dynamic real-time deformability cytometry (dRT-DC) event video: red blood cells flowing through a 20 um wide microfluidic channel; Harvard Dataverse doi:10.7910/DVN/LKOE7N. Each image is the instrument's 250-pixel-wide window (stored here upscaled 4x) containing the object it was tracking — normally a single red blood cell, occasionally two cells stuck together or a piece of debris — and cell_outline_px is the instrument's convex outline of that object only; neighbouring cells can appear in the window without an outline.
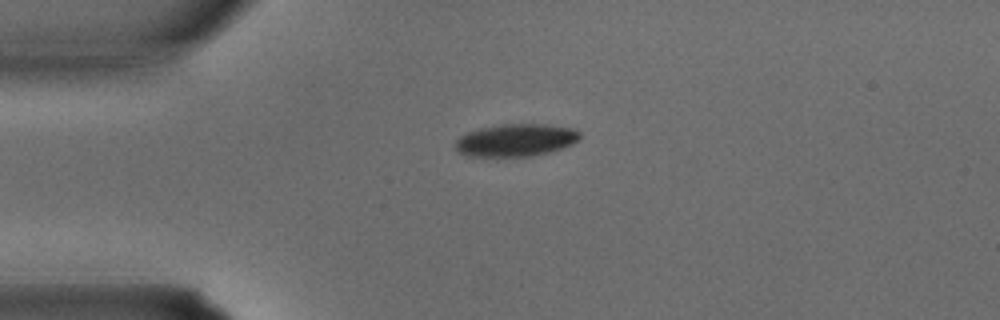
{"species": "common noctule bat (a hibernating species)", "species_latin": "Nyctalus noctula", "temperature_condition": "warm", "stored_images_in_passage": 24, "camera_frame_rate_fps": 3000, "um_per_image_px": 0.085, "animal": {"sex": "male", "body_mass_g": 15.6}, "frame": {"image": 1, "passage_image": 1, "time_ms": 0.0, "image_size_px": [1000, 320], "cell_outline_px": [[580, 140], [572, 144], [548, 152], [532, 156], [468, 156], [460, 152], [456, 148], [456, 140], [460, 136], [468, 132], [480, 128], [500, 124], [548, 124], [572, 128], [580, 132]], "centroid_in_image_um": [43.87, 11.9], "position_along_channel_um": 41.1, "area_um2": 23.47}}
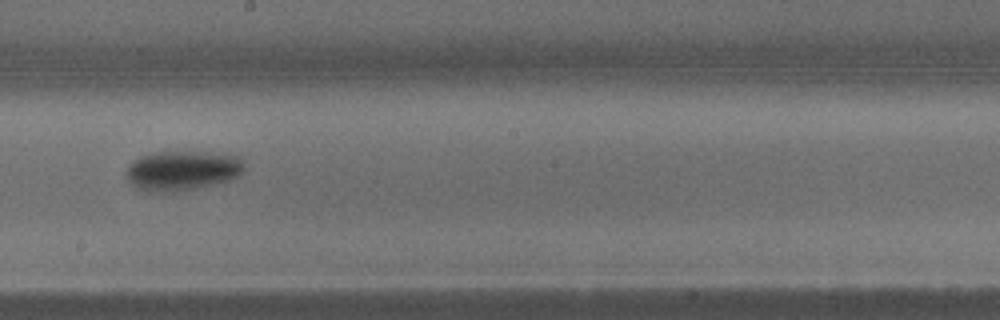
{"frame": {"image": 2, "passage_image": 12, "time_ms": 3.667, "image_size_px": [1000, 320], "cell_outline_px": [[244, 168], [240, 176], [228, 180], [212, 184], [172, 192], [148, 192], [136, 188], [128, 180], [128, 164], [132, 160], [140, 156], [156, 152], [200, 152], [240, 156], [244, 164]], "centroid_in_image_um": [15.48, 14.49], "position_along_channel_um": 232.7, "area_um2": 27.11}}
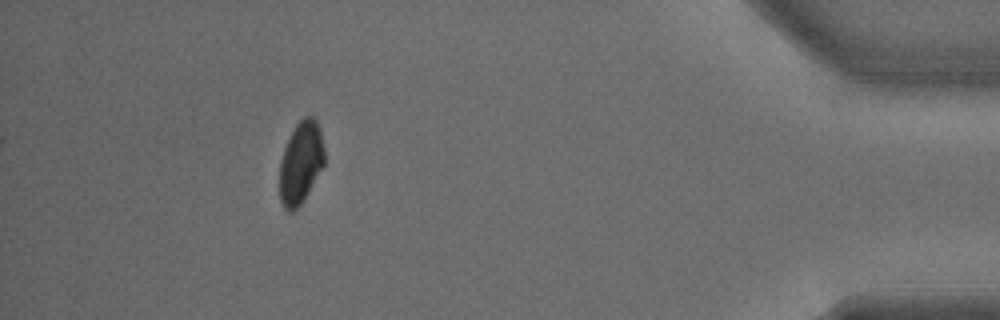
{"frame": {"image": 3, "passage_image": 24, "time_ms": 7.667, "image_size_px": [1000, 320], "cell_outline_px": [[324, 164], [304, 200], [292, 212], [288, 212], [284, 208], [280, 200], [280, 160], [284, 148], [296, 124], [304, 116], [312, 116], [316, 120], [320, 128], [324, 148]], "centroid_in_image_um": [25.57, 13.82], "position_along_channel_um": 409.6, "area_um2": 21.39}}